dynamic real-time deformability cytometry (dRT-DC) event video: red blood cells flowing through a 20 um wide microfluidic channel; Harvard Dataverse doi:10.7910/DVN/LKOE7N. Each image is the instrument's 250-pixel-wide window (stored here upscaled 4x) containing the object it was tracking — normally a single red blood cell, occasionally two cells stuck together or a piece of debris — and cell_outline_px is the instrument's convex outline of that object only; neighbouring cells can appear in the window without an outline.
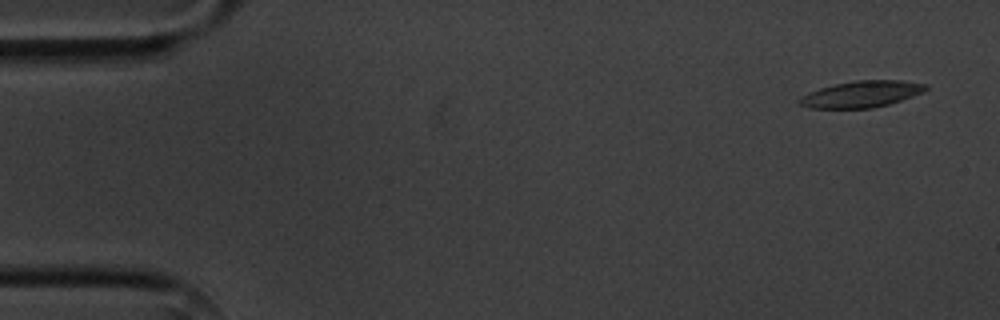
{"species": "common noctule bat (a hibernating species)", "species_latin": "Nyctalus noctula", "temperature_condition": "cold", "stored_images_in_passage": 13, "camera_frame_rate_fps": 3000, "um_per_image_px": 0.085, "animal": {"sex": "male", "body_mass_g": 20.1, "forearm_length_mm": 53.5}, "frame": {"image": 1, "passage_image": 1, "time_ms": 0.0, "image_size_px": [1000, 320], "cell_outline_px": [[928, 88], [924, 92], [888, 104], [872, 108], [808, 108], [800, 104], [796, 100], [800, 96], [808, 92], [820, 88], [836, 84], [856, 80], [900, 80], [928, 84]], "centroid_in_image_um": [73.21, 8.0], "position_along_channel_um": 11.8, "area_um2": 19.48}}
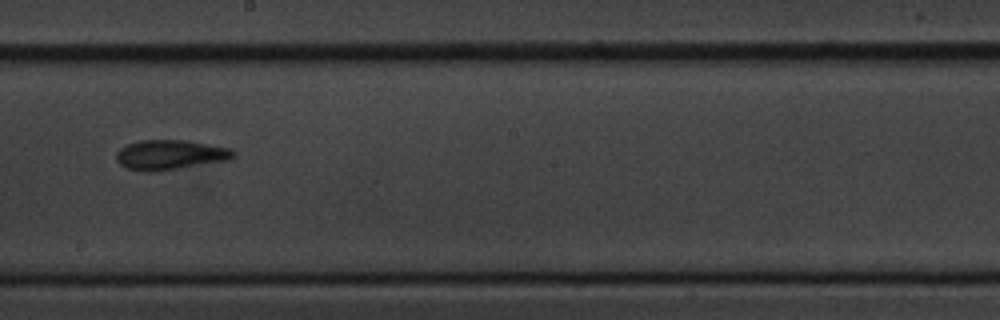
{"frame": {"image": 2, "passage_image": 8, "time_ms": 9.333, "image_size_px": [1000, 320], "cell_outline_px": [[236, 156], [228, 160], [156, 172], [148, 172], [124, 168], [116, 160], [116, 152], [120, 148], [128, 144], [140, 140], [184, 140], [232, 148], [236, 152]], "centroid_in_image_um": [14.46, 13.16], "position_along_channel_um": 233.7, "area_um2": 20.52}}
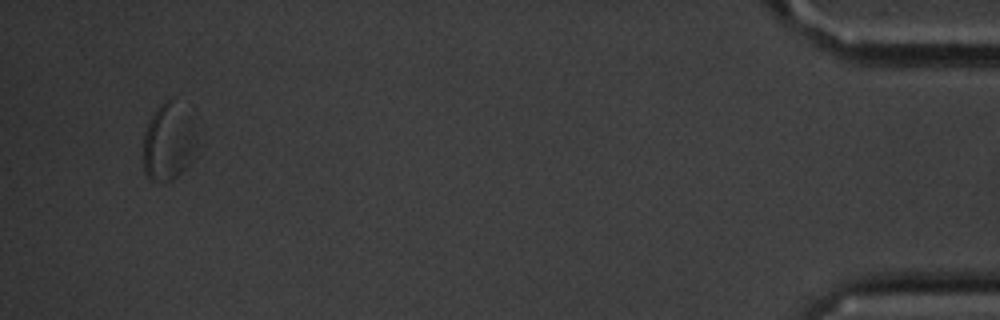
{"frame": {"image": 3, "passage_image": 13, "time_ms": 16.667, "image_size_px": [1000, 320], "cell_outline_px": [[188, 164], [172, 180], [152, 180], [144, 172], [144, 132], [156, 108], [164, 100], [168, 100], [188, 144]], "centroid_in_image_um": [13.98, 12.34], "position_along_channel_um": 421.2, "area_um2": 19.13}, "authors_computed_cell_mechanics": {"area_um2": 19.363, "velocity_mm_per_s": 3.5853, "shape_relaxation_time_tau1_ms": 3.0043, "shape_relaxation_time_tau2_ms": null, "deformation_change_tau1": 0.0877, "deformation_change_tau2": null}}